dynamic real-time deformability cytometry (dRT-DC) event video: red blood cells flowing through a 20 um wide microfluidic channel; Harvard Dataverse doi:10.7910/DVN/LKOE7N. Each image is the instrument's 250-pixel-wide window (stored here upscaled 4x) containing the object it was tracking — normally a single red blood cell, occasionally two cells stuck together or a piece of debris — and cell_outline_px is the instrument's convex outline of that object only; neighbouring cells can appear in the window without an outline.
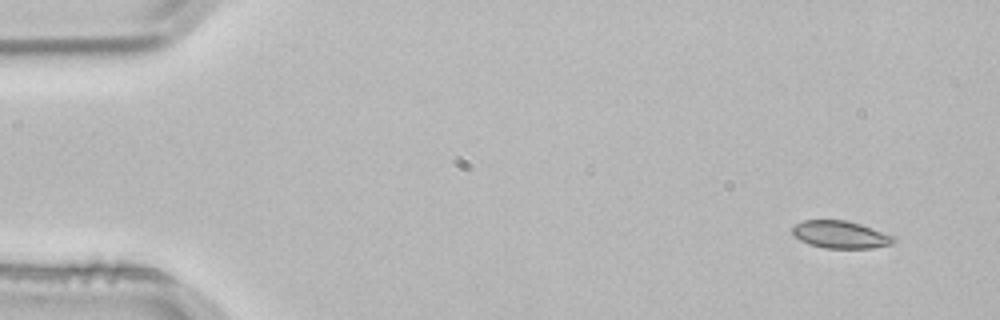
{"species": "common noctule bat (a hibernating species)", "species_latin": "Nyctalus noctula", "temperature_condition": "room temperature", "stored_images_in_passage": 3, "camera_frame_rate_fps": 3000, "um_per_image_px": 0.085, "animal": {"sex": "male", "body_mass_g": 21.5, "forearm_length_mm": 52.0}, "frame": {"image": 1, "passage_image": 1, "time_ms": 0.0, "image_size_px": [1000, 320], "cell_outline_px": [[896, 240], [892, 244], [872, 248], [824, 248], [808, 244], [800, 240], [792, 232], [792, 228], [796, 224], [804, 220], [848, 220], [860, 224], [892, 236]], "centroid_in_image_um": [71.41, 19.94], "position_along_channel_um": 13.6, "area_um2": 16.01}}
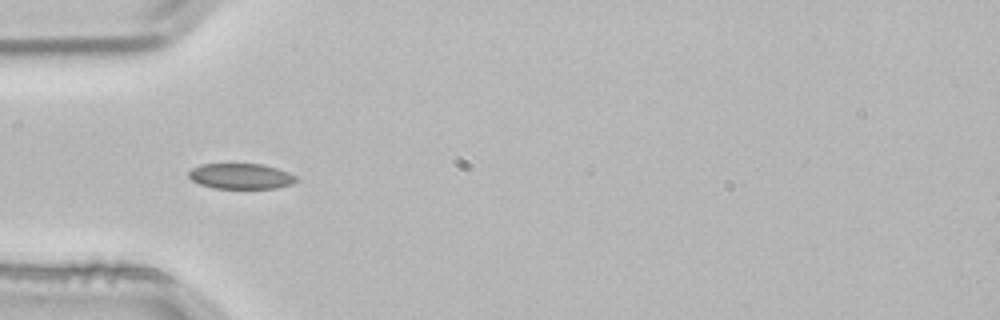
{"frame": {"image": 2, "passage_image": 3, "time_ms": 0.667, "image_size_px": [1000, 320], "cell_outline_px": [[300, 180], [292, 184], [276, 188], [216, 188], [200, 184], [192, 180], [188, 176], [188, 172], [192, 168], [200, 164], [264, 164], [288, 172], [296, 176]], "centroid_in_image_um": [20.49, 14.97], "position_along_channel_um": 64.5, "area_um2": 16.01}}